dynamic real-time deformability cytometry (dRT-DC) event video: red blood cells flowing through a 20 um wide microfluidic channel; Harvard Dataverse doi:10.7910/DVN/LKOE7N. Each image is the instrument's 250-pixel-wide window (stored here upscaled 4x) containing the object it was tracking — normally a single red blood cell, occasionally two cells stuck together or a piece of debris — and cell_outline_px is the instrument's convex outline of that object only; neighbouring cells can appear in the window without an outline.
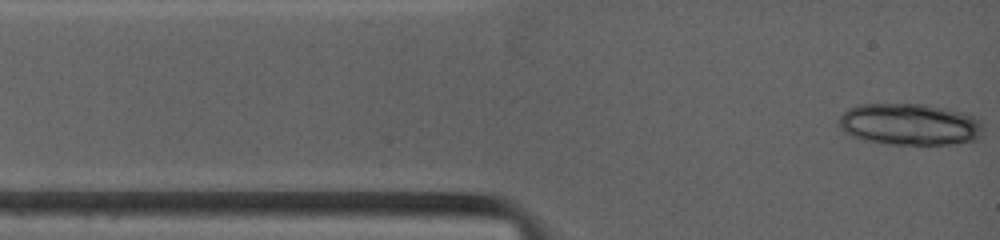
{"species": "common noctule bat (a hibernating species)", "species_latin": "Nyctalus noctula", "temperature_condition": "warm", "stored_images_in_passage": 4, "camera_frame_rate_fps": 4500, "um_per_image_px": 0.085, "animal": {"sex": "female", "body_mass_g": 19.0, "forearm_length_mm": 53.3}, "frame": {"image": 1, "passage_image": 1, "time_ms": 0.0, "image_size_px": [1000, 240], "cell_outline_px": [[980, 136], [976, 140], [948, 144], [888, 144], [864, 140], [852, 136], [844, 132], [836, 124], [840, 116], [848, 108], [860, 104], [924, 104], [948, 108], [972, 116], [980, 124]], "centroid_in_image_um": [77.24, 10.56], "position_along_channel_um": 7.8, "area_um2": 34.91}}